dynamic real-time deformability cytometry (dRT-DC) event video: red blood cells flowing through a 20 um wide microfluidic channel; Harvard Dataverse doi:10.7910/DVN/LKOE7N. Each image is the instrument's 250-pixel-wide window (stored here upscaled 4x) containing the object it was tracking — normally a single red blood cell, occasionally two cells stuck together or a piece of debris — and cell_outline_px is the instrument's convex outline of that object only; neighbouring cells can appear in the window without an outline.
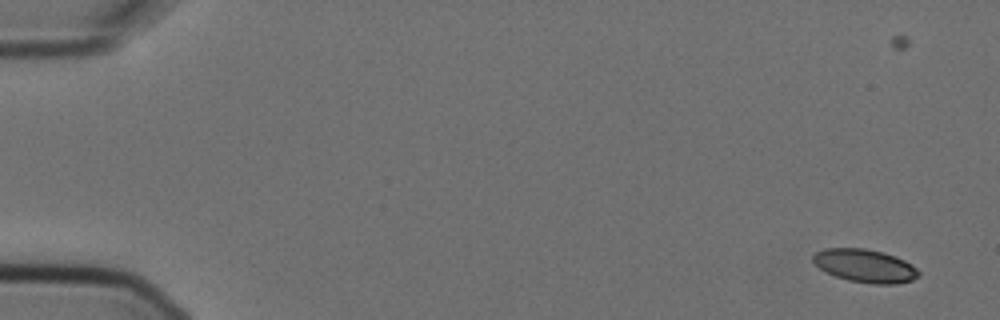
{"species": "Egyptian fruit bat (a non-hibernating species)", "species_latin": "Rousettus aegyptiacus", "temperature_condition": "cold", "stored_images_in_passage": 7, "camera_frame_rate_fps": 3000, "um_per_image_px": 0.085, "animal": {"sex": "female"}, "frame": {"image": 1, "passage_image": 2, "time_ms": 0.333, "image_size_px": [1000, 320], "cell_outline_px": [[920, 276], [912, 280], [896, 284], [872, 284], [848, 280], [836, 276], [820, 268], [812, 260], [812, 256], [816, 252], [824, 248], [864, 248], [884, 252], [896, 256], [912, 264], [920, 272]], "centroid_in_image_um": [73.56, 22.59], "position_along_channel_um": 11.4, "area_um2": 20.46}}
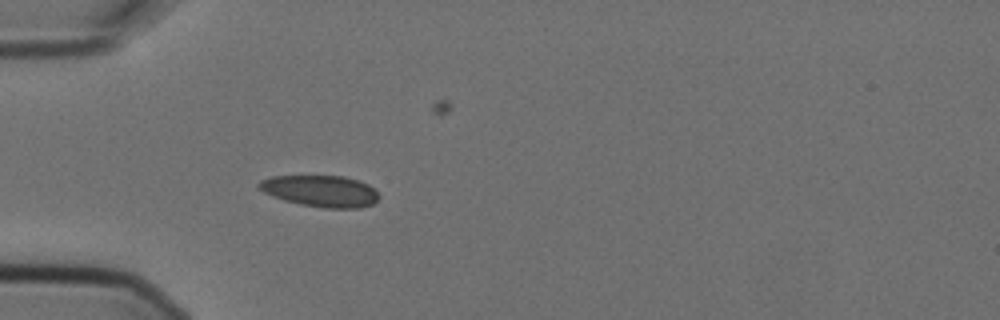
{"frame": {"image": 2, "passage_image": 6, "time_ms": 1.667, "image_size_px": [1000, 320], "cell_outline_px": [[380, 196], [372, 204], [360, 208], [324, 208], [300, 204], [284, 200], [272, 196], [264, 192], [256, 184], [260, 180], [272, 176], [344, 176], [360, 180], [368, 184]], "centroid_in_image_um": [27.24, 16.23], "position_along_channel_um": 57.8, "area_um2": 22.02}}